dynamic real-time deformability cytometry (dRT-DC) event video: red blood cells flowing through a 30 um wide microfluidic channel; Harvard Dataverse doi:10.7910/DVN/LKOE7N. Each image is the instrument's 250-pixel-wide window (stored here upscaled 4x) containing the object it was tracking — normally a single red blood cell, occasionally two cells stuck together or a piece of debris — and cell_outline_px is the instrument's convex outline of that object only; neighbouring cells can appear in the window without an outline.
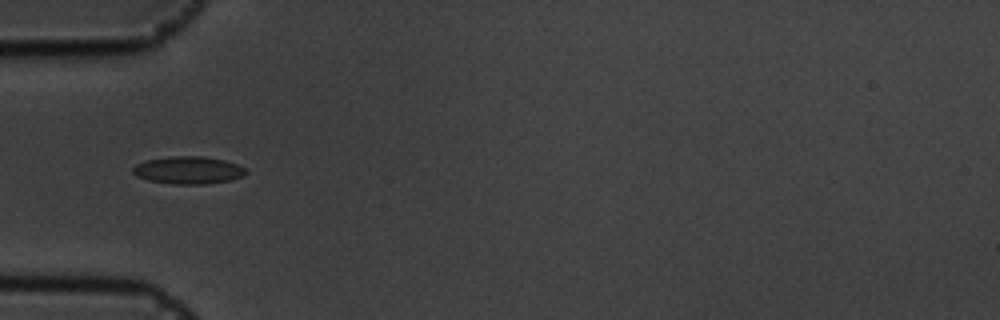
{"species": "common noctule bat (a hibernating species)", "species_latin": "Nyctalus noctula", "temperature_condition": "cold", "stored_images_in_passage": 39, "camera_frame_rate_fps": 3000, "um_per_image_px": 0.085, "animal": {"sex": "male", "body_mass_g": 19.5, "forearm_length_mm": 54.6}, "frame": {"image": 1, "passage_image": 1, "time_ms": 0.0, "image_size_px": [1000, 320], "cell_outline_px": [[248, 172], [244, 176], [228, 180], [204, 184], [172, 184], [148, 180], [136, 176], [132, 172], [132, 168], [136, 164], [144, 160], [172, 156], [204, 156], [224, 160], [236, 164], [244, 168]], "centroid_in_image_um": [15.97, 14.46], "position_along_channel_um": 69.0, "area_um2": 18.15}}
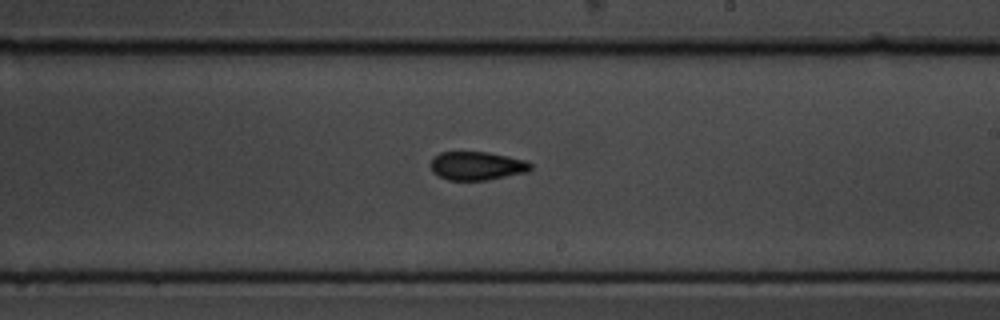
{"frame": {"image": 2, "passage_image": 16, "time_ms": 5.0, "image_size_px": [1000, 320], "cell_outline_px": [[532, 168], [528, 172], [488, 180], [448, 180], [432, 172], [432, 156], [440, 152], [488, 152], [508, 156], [524, 160], [532, 164]], "centroid_in_image_um": [40.55, 14.09], "position_along_channel_um": 248.4, "area_um2": 16.65}}
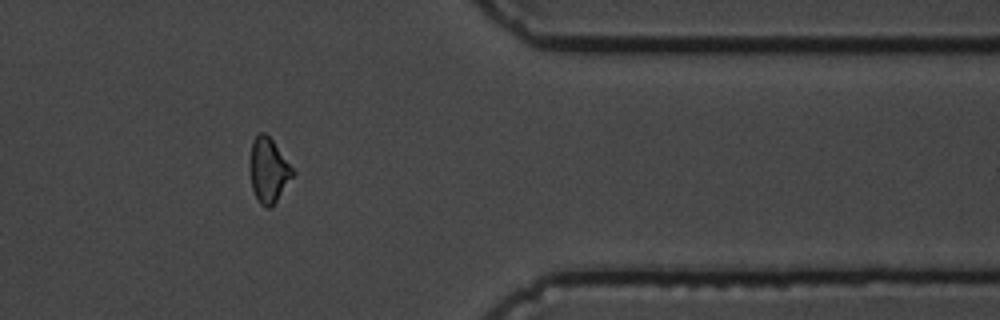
{"frame": {"image": 3, "passage_image": 29, "time_ms": 9.333, "image_size_px": [1000, 320], "cell_outline_px": [[296, 172], [272, 208], [264, 208], [260, 204], [252, 188], [248, 168], [252, 140], [256, 132], [264, 132], [272, 140]], "centroid_in_image_um": [22.8, 14.48], "position_along_channel_um": 388.6, "area_um2": 16.47}, "authors_computed_cell_mechanics": {"area_um2": 16.473, "velocity_mm_per_s": 3.5965, "shape_relaxation_time_tau1_ms": 6.8026, "shape_relaxation_time_tau2_ms": 3.9653, "deformation_change_tau1": 0.1439, "deformation_change_tau2": 0.0937}}